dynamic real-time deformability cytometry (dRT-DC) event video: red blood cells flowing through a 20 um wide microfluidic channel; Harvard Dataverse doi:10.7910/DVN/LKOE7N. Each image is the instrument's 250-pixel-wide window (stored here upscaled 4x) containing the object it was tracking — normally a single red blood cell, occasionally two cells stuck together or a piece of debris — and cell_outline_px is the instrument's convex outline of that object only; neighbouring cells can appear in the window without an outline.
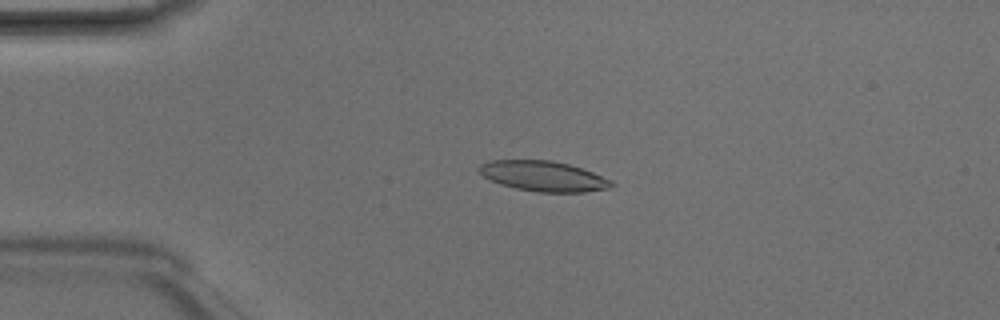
{"species": "Egyptian fruit bat (a non-hibernating species)", "species_latin": "Rousettus aegyptiacus", "temperature_condition": "room temperature", "stored_images_in_passage": 7, "camera_frame_rate_fps": 3000, "um_per_image_px": 0.085, "animal": {"sex": "male"}, "frame": {"image": 1, "passage_image": 4, "time_ms": 1.0, "image_size_px": [1000, 320], "cell_outline_px": [[616, 184], [612, 188], [584, 192], [536, 192], [516, 188], [500, 184], [484, 176], [476, 168], [480, 164], [492, 160], [552, 160], [568, 164], [592, 172], [612, 180]], "centroid_in_image_um": [46.21, 14.97], "position_along_channel_um": 38.8, "area_um2": 23.35}}
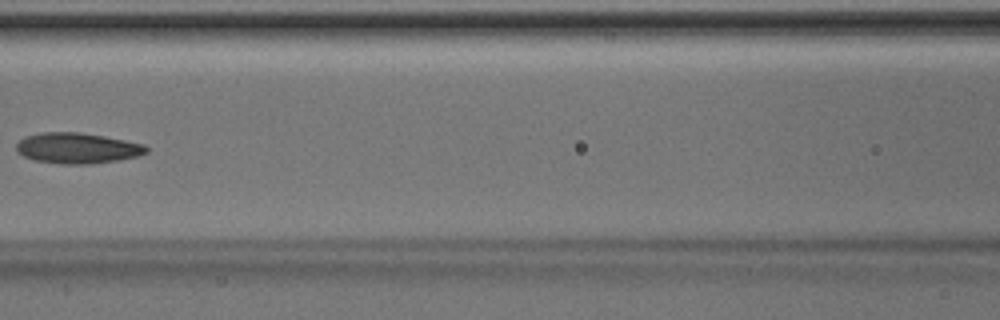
{"frame": {"image": 2, "passage_image": 7, "time_ms": 2.0, "image_size_px": [1000, 320], "cell_outline_px": [[148, 152], [136, 156], [120, 160], [88, 164], [60, 164], [36, 160], [24, 156], [16, 152], [16, 144], [24, 136], [40, 132], [80, 132], [104, 136], [144, 144], [148, 148]], "centroid_in_image_um": [6.55, 12.58], "position_along_channel_um": 160.1, "area_um2": 23.29}}